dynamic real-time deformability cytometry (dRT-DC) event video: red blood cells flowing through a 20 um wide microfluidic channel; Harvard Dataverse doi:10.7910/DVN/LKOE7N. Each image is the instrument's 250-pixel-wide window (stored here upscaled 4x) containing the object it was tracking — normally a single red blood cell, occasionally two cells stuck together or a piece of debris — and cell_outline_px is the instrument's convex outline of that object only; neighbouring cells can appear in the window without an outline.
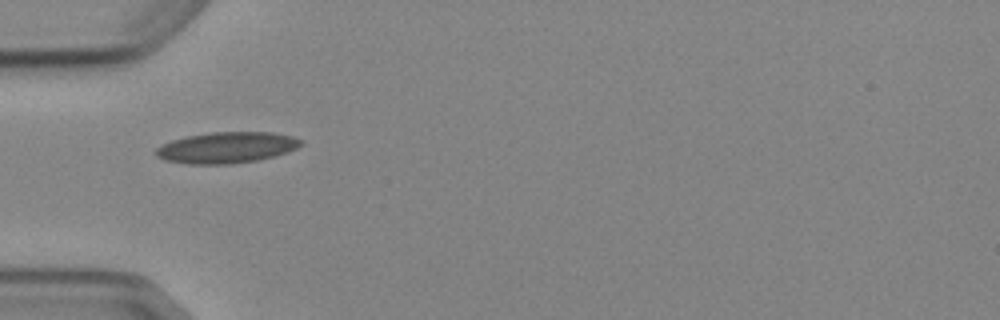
{"species": "Egyptian fruit bat (a non-hibernating species)", "species_latin": "Rousettus aegyptiacus", "temperature_condition": "cold", "stored_images_in_passage": 3, "camera_frame_rate_fps": 3000, "um_per_image_px": 0.085, "animal": {"sex": "female"}, "frame": {"image": 1, "passage_image": 1, "time_ms": 0.0, "image_size_px": [1000, 320], "cell_outline_px": [[304, 144], [288, 152], [276, 156], [256, 160], [228, 164], [188, 164], [164, 160], [156, 156], [152, 152], [160, 144], [184, 136], [212, 132], [272, 132], [292, 136], [304, 140]], "centroid_in_image_um": [19.24, 12.54], "position_along_channel_um": 65.8, "area_um2": 26.65}}
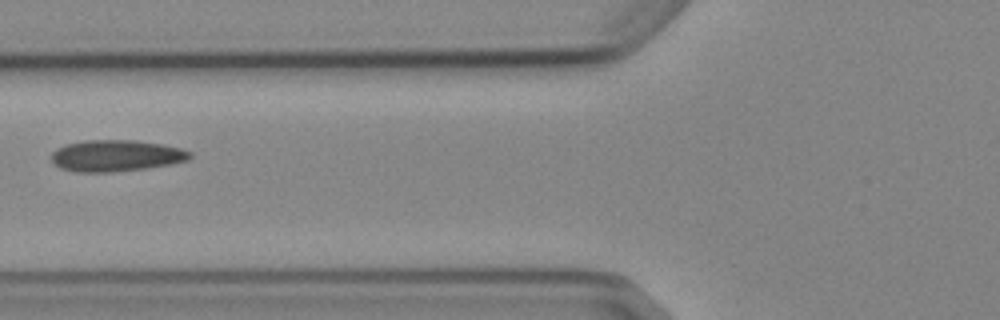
{"frame": {"image": 2, "passage_image": 2, "time_ms": 1.333, "image_size_px": [1000, 320], "cell_outline_px": [[192, 156], [188, 160], [172, 164], [144, 168], [112, 172], [76, 172], [60, 168], [52, 160], [52, 152], [56, 148], [64, 144], [84, 140], [136, 140], [160, 144], [180, 148], [192, 152]], "centroid_in_image_um": [9.85, 13.23], "position_along_channel_um": 115.9, "area_um2": 25.43}}